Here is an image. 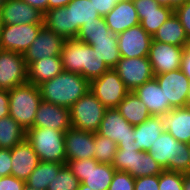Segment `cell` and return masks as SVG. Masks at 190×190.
I'll list each match as a JSON object with an SVG mask.
<instances>
[{
	"label": "cell",
	"mask_w": 190,
	"mask_h": 190,
	"mask_svg": "<svg viewBox=\"0 0 190 190\" xmlns=\"http://www.w3.org/2000/svg\"><path fill=\"white\" fill-rule=\"evenodd\" d=\"M61 59L64 71L81 74L89 82L109 70L90 44L76 38L65 40Z\"/></svg>",
	"instance_id": "obj_1"
},
{
	"label": "cell",
	"mask_w": 190,
	"mask_h": 190,
	"mask_svg": "<svg viewBox=\"0 0 190 190\" xmlns=\"http://www.w3.org/2000/svg\"><path fill=\"white\" fill-rule=\"evenodd\" d=\"M39 89L43 101L70 108L90 90V82L81 74L63 71Z\"/></svg>",
	"instance_id": "obj_2"
},
{
	"label": "cell",
	"mask_w": 190,
	"mask_h": 190,
	"mask_svg": "<svg viewBox=\"0 0 190 190\" xmlns=\"http://www.w3.org/2000/svg\"><path fill=\"white\" fill-rule=\"evenodd\" d=\"M163 170L190 173V152L186 143L178 142L166 130L148 150Z\"/></svg>",
	"instance_id": "obj_3"
},
{
	"label": "cell",
	"mask_w": 190,
	"mask_h": 190,
	"mask_svg": "<svg viewBox=\"0 0 190 190\" xmlns=\"http://www.w3.org/2000/svg\"><path fill=\"white\" fill-rule=\"evenodd\" d=\"M9 115L26 131L33 128L36 111L42 101L39 86L25 83L8 90Z\"/></svg>",
	"instance_id": "obj_4"
},
{
	"label": "cell",
	"mask_w": 190,
	"mask_h": 190,
	"mask_svg": "<svg viewBox=\"0 0 190 190\" xmlns=\"http://www.w3.org/2000/svg\"><path fill=\"white\" fill-rule=\"evenodd\" d=\"M65 132L52 128L33 127L26 131V139L42 162L67 163Z\"/></svg>",
	"instance_id": "obj_5"
},
{
	"label": "cell",
	"mask_w": 190,
	"mask_h": 190,
	"mask_svg": "<svg viewBox=\"0 0 190 190\" xmlns=\"http://www.w3.org/2000/svg\"><path fill=\"white\" fill-rule=\"evenodd\" d=\"M72 128L97 133L107 108L89 90L70 108Z\"/></svg>",
	"instance_id": "obj_6"
},
{
	"label": "cell",
	"mask_w": 190,
	"mask_h": 190,
	"mask_svg": "<svg viewBox=\"0 0 190 190\" xmlns=\"http://www.w3.org/2000/svg\"><path fill=\"white\" fill-rule=\"evenodd\" d=\"M80 183L92 190H108L116 172L112 164L99 163L94 158H86L66 163Z\"/></svg>",
	"instance_id": "obj_7"
},
{
	"label": "cell",
	"mask_w": 190,
	"mask_h": 190,
	"mask_svg": "<svg viewBox=\"0 0 190 190\" xmlns=\"http://www.w3.org/2000/svg\"><path fill=\"white\" fill-rule=\"evenodd\" d=\"M90 90L106 108H116L130 92L114 69L92 80Z\"/></svg>",
	"instance_id": "obj_8"
},
{
	"label": "cell",
	"mask_w": 190,
	"mask_h": 190,
	"mask_svg": "<svg viewBox=\"0 0 190 190\" xmlns=\"http://www.w3.org/2000/svg\"><path fill=\"white\" fill-rule=\"evenodd\" d=\"M44 24L1 25L0 49L24 54Z\"/></svg>",
	"instance_id": "obj_9"
},
{
	"label": "cell",
	"mask_w": 190,
	"mask_h": 190,
	"mask_svg": "<svg viewBox=\"0 0 190 190\" xmlns=\"http://www.w3.org/2000/svg\"><path fill=\"white\" fill-rule=\"evenodd\" d=\"M23 54L0 49V89L11 90L28 82Z\"/></svg>",
	"instance_id": "obj_10"
},
{
	"label": "cell",
	"mask_w": 190,
	"mask_h": 190,
	"mask_svg": "<svg viewBox=\"0 0 190 190\" xmlns=\"http://www.w3.org/2000/svg\"><path fill=\"white\" fill-rule=\"evenodd\" d=\"M154 78L157 80L172 108L186 107L188 105L190 80L181 69L155 75Z\"/></svg>",
	"instance_id": "obj_11"
},
{
	"label": "cell",
	"mask_w": 190,
	"mask_h": 190,
	"mask_svg": "<svg viewBox=\"0 0 190 190\" xmlns=\"http://www.w3.org/2000/svg\"><path fill=\"white\" fill-rule=\"evenodd\" d=\"M114 70L119 74L129 91H134L137 87L154 78L148 57H121Z\"/></svg>",
	"instance_id": "obj_12"
},
{
	"label": "cell",
	"mask_w": 190,
	"mask_h": 190,
	"mask_svg": "<svg viewBox=\"0 0 190 190\" xmlns=\"http://www.w3.org/2000/svg\"><path fill=\"white\" fill-rule=\"evenodd\" d=\"M186 47L174 46L152 39L148 58L154 76L181 69L183 53Z\"/></svg>",
	"instance_id": "obj_13"
},
{
	"label": "cell",
	"mask_w": 190,
	"mask_h": 190,
	"mask_svg": "<svg viewBox=\"0 0 190 190\" xmlns=\"http://www.w3.org/2000/svg\"><path fill=\"white\" fill-rule=\"evenodd\" d=\"M65 39L57 35L45 25L41 27L36 39L25 51L23 57L26 65L46 57L61 56Z\"/></svg>",
	"instance_id": "obj_14"
},
{
	"label": "cell",
	"mask_w": 190,
	"mask_h": 190,
	"mask_svg": "<svg viewBox=\"0 0 190 190\" xmlns=\"http://www.w3.org/2000/svg\"><path fill=\"white\" fill-rule=\"evenodd\" d=\"M120 56L124 58L148 57L152 36L140 24L117 35Z\"/></svg>",
	"instance_id": "obj_15"
},
{
	"label": "cell",
	"mask_w": 190,
	"mask_h": 190,
	"mask_svg": "<svg viewBox=\"0 0 190 190\" xmlns=\"http://www.w3.org/2000/svg\"><path fill=\"white\" fill-rule=\"evenodd\" d=\"M1 25L44 24V13L23 0H6L0 7Z\"/></svg>",
	"instance_id": "obj_16"
},
{
	"label": "cell",
	"mask_w": 190,
	"mask_h": 190,
	"mask_svg": "<svg viewBox=\"0 0 190 190\" xmlns=\"http://www.w3.org/2000/svg\"><path fill=\"white\" fill-rule=\"evenodd\" d=\"M33 127L52 128L66 132L72 127L70 109L42 100L36 111Z\"/></svg>",
	"instance_id": "obj_17"
},
{
	"label": "cell",
	"mask_w": 190,
	"mask_h": 190,
	"mask_svg": "<svg viewBox=\"0 0 190 190\" xmlns=\"http://www.w3.org/2000/svg\"><path fill=\"white\" fill-rule=\"evenodd\" d=\"M64 139L67 162L94 158V133L77 130L71 127L65 132Z\"/></svg>",
	"instance_id": "obj_18"
},
{
	"label": "cell",
	"mask_w": 190,
	"mask_h": 190,
	"mask_svg": "<svg viewBox=\"0 0 190 190\" xmlns=\"http://www.w3.org/2000/svg\"><path fill=\"white\" fill-rule=\"evenodd\" d=\"M39 162L37 153L27 139L11 148V176L26 181Z\"/></svg>",
	"instance_id": "obj_19"
},
{
	"label": "cell",
	"mask_w": 190,
	"mask_h": 190,
	"mask_svg": "<svg viewBox=\"0 0 190 190\" xmlns=\"http://www.w3.org/2000/svg\"><path fill=\"white\" fill-rule=\"evenodd\" d=\"M104 20L113 34L118 35L126 29L140 24V20L132 0L119 1L115 7L104 16Z\"/></svg>",
	"instance_id": "obj_20"
},
{
	"label": "cell",
	"mask_w": 190,
	"mask_h": 190,
	"mask_svg": "<svg viewBox=\"0 0 190 190\" xmlns=\"http://www.w3.org/2000/svg\"><path fill=\"white\" fill-rule=\"evenodd\" d=\"M133 92L144 102L152 116H162L173 109L155 78L137 87Z\"/></svg>",
	"instance_id": "obj_21"
},
{
	"label": "cell",
	"mask_w": 190,
	"mask_h": 190,
	"mask_svg": "<svg viewBox=\"0 0 190 190\" xmlns=\"http://www.w3.org/2000/svg\"><path fill=\"white\" fill-rule=\"evenodd\" d=\"M161 117L169 134L178 142L190 143V106L173 108Z\"/></svg>",
	"instance_id": "obj_22"
},
{
	"label": "cell",
	"mask_w": 190,
	"mask_h": 190,
	"mask_svg": "<svg viewBox=\"0 0 190 190\" xmlns=\"http://www.w3.org/2000/svg\"><path fill=\"white\" fill-rule=\"evenodd\" d=\"M130 132H134V126L116 108H107L97 134L110 138L118 145Z\"/></svg>",
	"instance_id": "obj_23"
},
{
	"label": "cell",
	"mask_w": 190,
	"mask_h": 190,
	"mask_svg": "<svg viewBox=\"0 0 190 190\" xmlns=\"http://www.w3.org/2000/svg\"><path fill=\"white\" fill-rule=\"evenodd\" d=\"M28 83L36 86L64 71L61 56L46 57L28 65Z\"/></svg>",
	"instance_id": "obj_24"
},
{
	"label": "cell",
	"mask_w": 190,
	"mask_h": 190,
	"mask_svg": "<svg viewBox=\"0 0 190 190\" xmlns=\"http://www.w3.org/2000/svg\"><path fill=\"white\" fill-rule=\"evenodd\" d=\"M66 7L70 9L71 39L77 37L84 23L102 17L90 0H71Z\"/></svg>",
	"instance_id": "obj_25"
},
{
	"label": "cell",
	"mask_w": 190,
	"mask_h": 190,
	"mask_svg": "<svg viewBox=\"0 0 190 190\" xmlns=\"http://www.w3.org/2000/svg\"><path fill=\"white\" fill-rule=\"evenodd\" d=\"M164 130L163 119L161 116L149 117L145 122L134 126L136 146L140 151L148 152Z\"/></svg>",
	"instance_id": "obj_26"
},
{
	"label": "cell",
	"mask_w": 190,
	"mask_h": 190,
	"mask_svg": "<svg viewBox=\"0 0 190 190\" xmlns=\"http://www.w3.org/2000/svg\"><path fill=\"white\" fill-rule=\"evenodd\" d=\"M154 41L163 42L179 47H186L188 38L180 19L173 13L152 36Z\"/></svg>",
	"instance_id": "obj_27"
},
{
	"label": "cell",
	"mask_w": 190,
	"mask_h": 190,
	"mask_svg": "<svg viewBox=\"0 0 190 190\" xmlns=\"http://www.w3.org/2000/svg\"><path fill=\"white\" fill-rule=\"evenodd\" d=\"M116 109L133 126L145 122L152 116L144 102L133 91L126 95Z\"/></svg>",
	"instance_id": "obj_28"
},
{
	"label": "cell",
	"mask_w": 190,
	"mask_h": 190,
	"mask_svg": "<svg viewBox=\"0 0 190 190\" xmlns=\"http://www.w3.org/2000/svg\"><path fill=\"white\" fill-rule=\"evenodd\" d=\"M44 25L65 40L71 39L70 9L65 6L47 10Z\"/></svg>",
	"instance_id": "obj_29"
},
{
	"label": "cell",
	"mask_w": 190,
	"mask_h": 190,
	"mask_svg": "<svg viewBox=\"0 0 190 190\" xmlns=\"http://www.w3.org/2000/svg\"><path fill=\"white\" fill-rule=\"evenodd\" d=\"M64 165L62 163L40 161L25 181L26 185L37 190H47L49 183L52 182Z\"/></svg>",
	"instance_id": "obj_30"
},
{
	"label": "cell",
	"mask_w": 190,
	"mask_h": 190,
	"mask_svg": "<svg viewBox=\"0 0 190 190\" xmlns=\"http://www.w3.org/2000/svg\"><path fill=\"white\" fill-rule=\"evenodd\" d=\"M26 139V130L10 115L0 118V148L11 149Z\"/></svg>",
	"instance_id": "obj_31"
},
{
	"label": "cell",
	"mask_w": 190,
	"mask_h": 190,
	"mask_svg": "<svg viewBox=\"0 0 190 190\" xmlns=\"http://www.w3.org/2000/svg\"><path fill=\"white\" fill-rule=\"evenodd\" d=\"M109 69H114L121 59L117 35H109V39L92 40L89 43Z\"/></svg>",
	"instance_id": "obj_32"
},
{
	"label": "cell",
	"mask_w": 190,
	"mask_h": 190,
	"mask_svg": "<svg viewBox=\"0 0 190 190\" xmlns=\"http://www.w3.org/2000/svg\"><path fill=\"white\" fill-rule=\"evenodd\" d=\"M109 35L116 34L111 32L104 17H100L89 23H84L81 26L76 39L89 44L92 40L109 39Z\"/></svg>",
	"instance_id": "obj_33"
},
{
	"label": "cell",
	"mask_w": 190,
	"mask_h": 190,
	"mask_svg": "<svg viewBox=\"0 0 190 190\" xmlns=\"http://www.w3.org/2000/svg\"><path fill=\"white\" fill-rule=\"evenodd\" d=\"M174 13V10L160 6L159 12L137 13L140 25L151 36H153L159 27Z\"/></svg>",
	"instance_id": "obj_34"
},
{
	"label": "cell",
	"mask_w": 190,
	"mask_h": 190,
	"mask_svg": "<svg viewBox=\"0 0 190 190\" xmlns=\"http://www.w3.org/2000/svg\"><path fill=\"white\" fill-rule=\"evenodd\" d=\"M163 168L151 157L148 152L138 151L135 154L133 177L159 175Z\"/></svg>",
	"instance_id": "obj_35"
},
{
	"label": "cell",
	"mask_w": 190,
	"mask_h": 190,
	"mask_svg": "<svg viewBox=\"0 0 190 190\" xmlns=\"http://www.w3.org/2000/svg\"><path fill=\"white\" fill-rule=\"evenodd\" d=\"M95 155L99 163L112 164L117 150V144L108 137L94 133Z\"/></svg>",
	"instance_id": "obj_36"
},
{
	"label": "cell",
	"mask_w": 190,
	"mask_h": 190,
	"mask_svg": "<svg viewBox=\"0 0 190 190\" xmlns=\"http://www.w3.org/2000/svg\"><path fill=\"white\" fill-rule=\"evenodd\" d=\"M79 185L80 181L65 164L52 182L49 183L47 190H77Z\"/></svg>",
	"instance_id": "obj_37"
},
{
	"label": "cell",
	"mask_w": 190,
	"mask_h": 190,
	"mask_svg": "<svg viewBox=\"0 0 190 190\" xmlns=\"http://www.w3.org/2000/svg\"><path fill=\"white\" fill-rule=\"evenodd\" d=\"M140 150H116L112 166L117 171L127 172L133 177L135 154Z\"/></svg>",
	"instance_id": "obj_38"
},
{
	"label": "cell",
	"mask_w": 190,
	"mask_h": 190,
	"mask_svg": "<svg viewBox=\"0 0 190 190\" xmlns=\"http://www.w3.org/2000/svg\"><path fill=\"white\" fill-rule=\"evenodd\" d=\"M159 190H183V173L163 170L159 174Z\"/></svg>",
	"instance_id": "obj_39"
},
{
	"label": "cell",
	"mask_w": 190,
	"mask_h": 190,
	"mask_svg": "<svg viewBox=\"0 0 190 190\" xmlns=\"http://www.w3.org/2000/svg\"><path fill=\"white\" fill-rule=\"evenodd\" d=\"M135 178L127 172H115L108 190H134Z\"/></svg>",
	"instance_id": "obj_40"
},
{
	"label": "cell",
	"mask_w": 190,
	"mask_h": 190,
	"mask_svg": "<svg viewBox=\"0 0 190 190\" xmlns=\"http://www.w3.org/2000/svg\"><path fill=\"white\" fill-rule=\"evenodd\" d=\"M174 13L180 19L187 38L190 39V0L177 7Z\"/></svg>",
	"instance_id": "obj_41"
},
{
	"label": "cell",
	"mask_w": 190,
	"mask_h": 190,
	"mask_svg": "<svg viewBox=\"0 0 190 190\" xmlns=\"http://www.w3.org/2000/svg\"><path fill=\"white\" fill-rule=\"evenodd\" d=\"M134 190H159V175L135 178Z\"/></svg>",
	"instance_id": "obj_42"
},
{
	"label": "cell",
	"mask_w": 190,
	"mask_h": 190,
	"mask_svg": "<svg viewBox=\"0 0 190 190\" xmlns=\"http://www.w3.org/2000/svg\"><path fill=\"white\" fill-rule=\"evenodd\" d=\"M26 182L15 176L0 177V190H24Z\"/></svg>",
	"instance_id": "obj_43"
},
{
	"label": "cell",
	"mask_w": 190,
	"mask_h": 190,
	"mask_svg": "<svg viewBox=\"0 0 190 190\" xmlns=\"http://www.w3.org/2000/svg\"><path fill=\"white\" fill-rule=\"evenodd\" d=\"M137 13L159 12V7L156 0H132Z\"/></svg>",
	"instance_id": "obj_44"
},
{
	"label": "cell",
	"mask_w": 190,
	"mask_h": 190,
	"mask_svg": "<svg viewBox=\"0 0 190 190\" xmlns=\"http://www.w3.org/2000/svg\"><path fill=\"white\" fill-rule=\"evenodd\" d=\"M11 175V149L0 148V177Z\"/></svg>",
	"instance_id": "obj_45"
},
{
	"label": "cell",
	"mask_w": 190,
	"mask_h": 190,
	"mask_svg": "<svg viewBox=\"0 0 190 190\" xmlns=\"http://www.w3.org/2000/svg\"><path fill=\"white\" fill-rule=\"evenodd\" d=\"M100 16L107 15L118 3L117 0H90Z\"/></svg>",
	"instance_id": "obj_46"
},
{
	"label": "cell",
	"mask_w": 190,
	"mask_h": 190,
	"mask_svg": "<svg viewBox=\"0 0 190 190\" xmlns=\"http://www.w3.org/2000/svg\"><path fill=\"white\" fill-rule=\"evenodd\" d=\"M117 149L139 150L138 147L136 146V133L130 132V134L117 145Z\"/></svg>",
	"instance_id": "obj_47"
},
{
	"label": "cell",
	"mask_w": 190,
	"mask_h": 190,
	"mask_svg": "<svg viewBox=\"0 0 190 190\" xmlns=\"http://www.w3.org/2000/svg\"><path fill=\"white\" fill-rule=\"evenodd\" d=\"M9 116L8 90L0 89V118Z\"/></svg>",
	"instance_id": "obj_48"
},
{
	"label": "cell",
	"mask_w": 190,
	"mask_h": 190,
	"mask_svg": "<svg viewBox=\"0 0 190 190\" xmlns=\"http://www.w3.org/2000/svg\"><path fill=\"white\" fill-rule=\"evenodd\" d=\"M181 71L190 80V51L187 48H185L183 53Z\"/></svg>",
	"instance_id": "obj_49"
},
{
	"label": "cell",
	"mask_w": 190,
	"mask_h": 190,
	"mask_svg": "<svg viewBox=\"0 0 190 190\" xmlns=\"http://www.w3.org/2000/svg\"><path fill=\"white\" fill-rule=\"evenodd\" d=\"M34 8H37L42 13L48 10V0H23Z\"/></svg>",
	"instance_id": "obj_50"
},
{
	"label": "cell",
	"mask_w": 190,
	"mask_h": 190,
	"mask_svg": "<svg viewBox=\"0 0 190 190\" xmlns=\"http://www.w3.org/2000/svg\"><path fill=\"white\" fill-rule=\"evenodd\" d=\"M159 5L169 7L175 10L177 7L181 6L188 0H156Z\"/></svg>",
	"instance_id": "obj_51"
},
{
	"label": "cell",
	"mask_w": 190,
	"mask_h": 190,
	"mask_svg": "<svg viewBox=\"0 0 190 190\" xmlns=\"http://www.w3.org/2000/svg\"><path fill=\"white\" fill-rule=\"evenodd\" d=\"M71 0H48V10L52 8L65 7Z\"/></svg>",
	"instance_id": "obj_52"
},
{
	"label": "cell",
	"mask_w": 190,
	"mask_h": 190,
	"mask_svg": "<svg viewBox=\"0 0 190 190\" xmlns=\"http://www.w3.org/2000/svg\"><path fill=\"white\" fill-rule=\"evenodd\" d=\"M183 190H190V173H183Z\"/></svg>",
	"instance_id": "obj_53"
},
{
	"label": "cell",
	"mask_w": 190,
	"mask_h": 190,
	"mask_svg": "<svg viewBox=\"0 0 190 190\" xmlns=\"http://www.w3.org/2000/svg\"><path fill=\"white\" fill-rule=\"evenodd\" d=\"M77 190H92L90 187L84 185L83 183H80L79 187Z\"/></svg>",
	"instance_id": "obj_54"
},
{
	"label": "cell",
	"mask_w": 190,
	"mask_h": 190,
	"mask_svg": "<svg viewBox=\"0 0 190 190\" xmlns=\"http://www.w3.org/2000/svg\"><path fill=\"white\" fill-rule=\"evenodd\" d=\"M24 190H37V189L31 188V187H29V186L26 185V186L24 187Z\"/></svg>",
	"instance_id": "obj_55"
},
{
	"label": "cell",
	"mask_w": 190,
	"mask_h": 190,
	"mask_svg": "<svg viewBox=\"0 0 190 190\" xmlns=\"http://www.w3.org/2000/svg\"><path fill=\"white\" fill-rule=\"evenodd\" d=\"M186 48L190 51V39H188Z\"/></svg>",
	"instance_id": "obj_56"
},
{
	"label": "cell",
	"mask_w": 190,
	"mask_h": 190,
	"mask_svg": "<svg viewBox=\"0 0 190 190\" xmlns=\"http://www.w3.org/2000/svg\"><path fill=\"white\" fill-rule=\"evenodd\" d=\"M6 0H0V7L5 3Z\"/></svg>",
	"instance_id": "obj_57"
},
{
	"label": "cell",
	"mask_w": 190,
	"mask_h": 190,
	"mask_svg": "<svg viewBox=\"0 0 190 190\" xmlns=\"http://www.w3.org/2000/svg\"><path fill=\"white\" fill-rule=\"evenodd\" d=\"M187 106H190V93H189V100H188V105Z\"/></svg>",
	"instance_id": "obj_58"
}]
</instances>
